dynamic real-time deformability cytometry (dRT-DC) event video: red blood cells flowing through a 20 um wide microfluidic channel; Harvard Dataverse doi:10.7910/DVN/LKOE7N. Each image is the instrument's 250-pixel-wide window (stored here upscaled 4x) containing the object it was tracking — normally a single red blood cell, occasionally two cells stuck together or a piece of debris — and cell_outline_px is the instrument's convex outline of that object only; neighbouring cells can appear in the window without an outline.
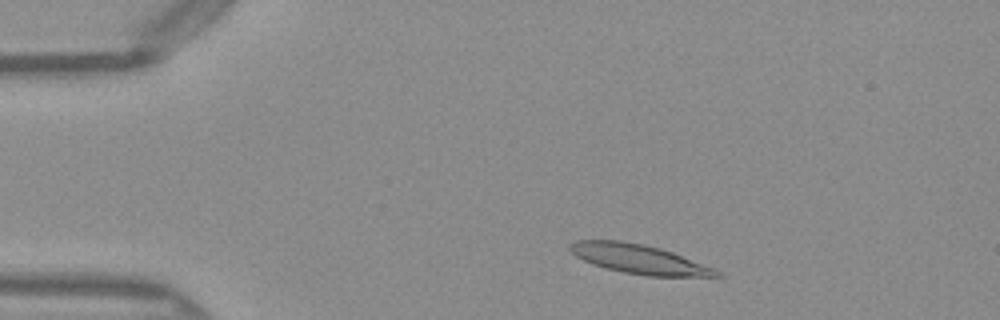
{"species": "Egyptian fruit bat (a non-hibernating species)", "species_latin": "Rousettus aegyptiacus", "temperature_condition": "warm", "stored_images_in_passage": 46, "camera_frame_rate_fps": 3000, "um_per_image_px": 0.085, "frame": {"image": 1, "passage_image": 5, "time_ms": 1.333, "image_size_px": [1000, 320], "cell_outline_px": [[724, 276], [648, 276], [624, 272], [604, 268], [592, 264], [576, 256], [568, 248], [568, 244], [576, 240], [620, 240], [644, 244], [660, 248], [672, 252], [712, 268], [720, 272]], "centroid_in_image_um": [54.25, 22.01], "position_along_channel_um": 30.8, "area_um2": 24.74}}
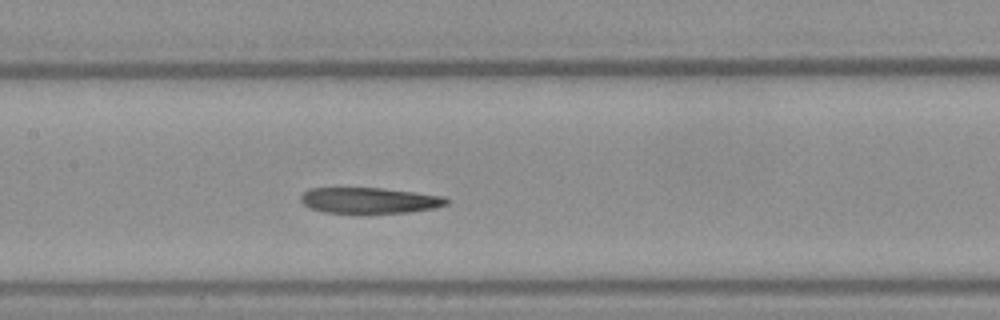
{"frame": {"image": 2, "passage_image": 20, "time_ms": 6.333, "image_size_px": [1000, 320], "cell_outline_px": [[448, 204], [436, 208], [408, 212], [324, 212], [312, 208], [304, 204], [300, 200], [300, 196], [308, 188], [384, 188], [416, 192], [444, 196], [448, 200]], "centroid_in_image_um": [31.43, 17.02], "position_along_channel_um": 176.0, "area_um2": 21.73}}
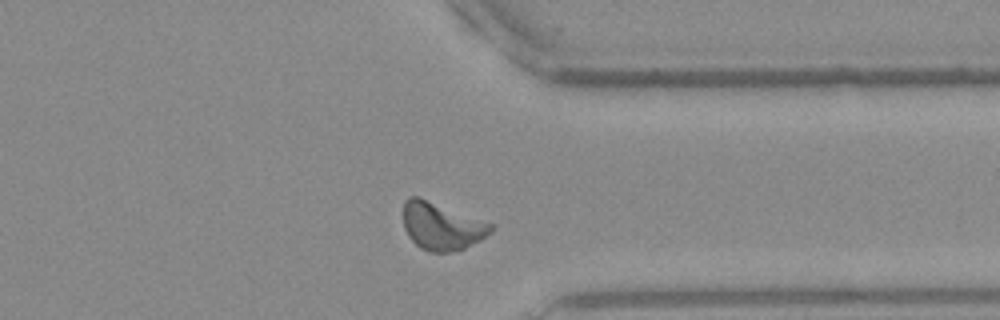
{"frame": {"image": 3, "passage_image": 35, "time_ms": 11.333, "image_size_px": [1000, 320], "cell_outline_px": [[492, 232], [480, 240], [464, 248], [448, 252], [428, 252], [420, 248], [408, 236], [404, 228], [404, 200], [408, 196], [420, 196], [492, 224]], "centroid_in_image_um": [37.5, 19.21], "position_along_channel_um": 373.9, "area_um2": 24.16}, "authors_computed_cell_mechanics": {"area_um2": 23.2645, "velocity_mm_per_s": 4.0179, "shape_relaxation_time_tau1_ms": 10.2221, "shape_relaxation_time_tau2_ms": 5.3796, "deformation_change_tau1": 0.2876, "deformation_change_tau2": 0.1462}}